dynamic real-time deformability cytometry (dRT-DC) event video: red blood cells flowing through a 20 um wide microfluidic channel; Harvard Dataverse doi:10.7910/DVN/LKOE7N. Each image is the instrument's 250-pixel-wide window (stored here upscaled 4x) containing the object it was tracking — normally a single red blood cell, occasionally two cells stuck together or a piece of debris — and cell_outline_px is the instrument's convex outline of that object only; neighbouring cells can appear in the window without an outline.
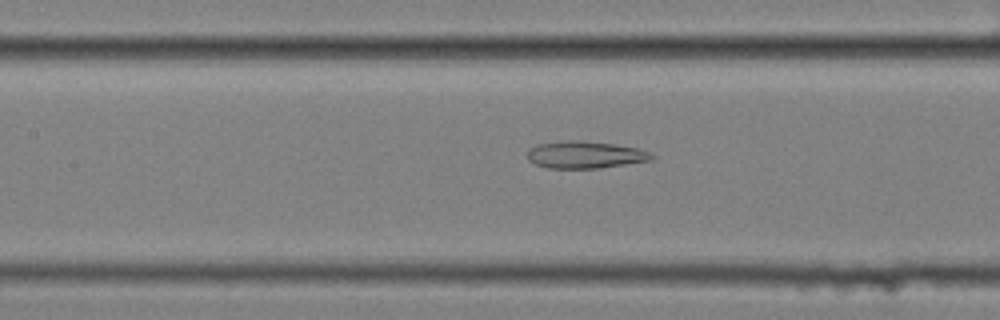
{"species": "common noctule bat (a hibernating species)", "species_latin": "Nyctalus noctula", "temperature_condition": "cold", "stored_images_in_passage": 58, "camera_frame_rate_fps": 3000, "um_per_image_px": 0.085, "animal": {"sex": "female", "body_mass_g": 25.1}, "frame": {"image": 1, "passage_image": 26, "time_ms": 8.333, "image_size_px": [1000, 320], "cell_outline_px": [[656, 156], [652, 160], [600, 168], [548, 168], [536, 164], [528, 160], [528, 148], [536, 144], [568, 140], [580, 140], [616, 144], [636, 148], [648, 152]], "centroid_in_image_um": [49.72, 13.15], "position_along_channel_um": 157.7, "area_um2": 19.71}}
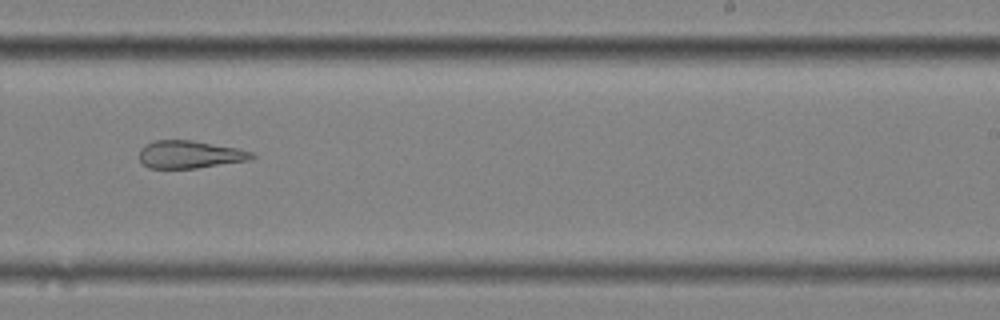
{"frame": {"image": 2, "passage_image": 36, "time_ms": 11.667, "image_size_px": [1000, 320], "cell_outline_px": [[256, 156], [252, 160], [196, 168], [148, 168], [140, 160], [140, 148], [144, 144], [156, 140], [192, 140], [236, 148], [252, 152]], "centroid_in_image_um": [16.14, 13.13], "position_along_channel_um": 272.9, "area_um2": 18.15}}
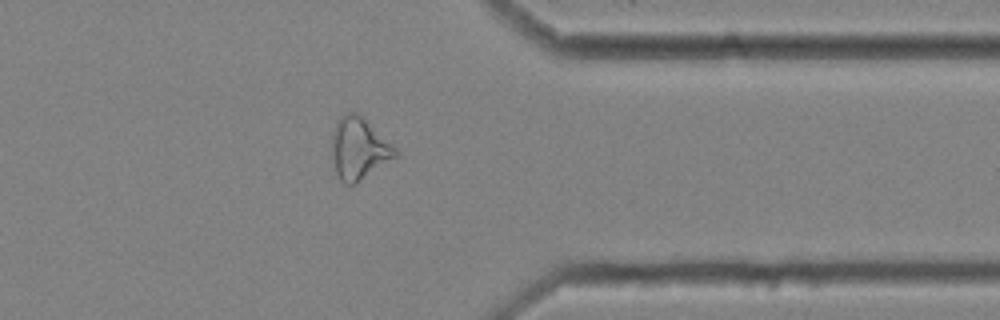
{"frame": {"image": 3, "passage_image": 46, "time_ms": 15.0, "image_size_px": [1000, 320], "cell_outline_px": [[400, 156], [352, 184], [344, 184], [340, 180], [336, 172], [332, 160], [332, 132], [336, 120], [344, 112], [356, 112], [364, 116], [400, 152]], "centroid_in_image_um": [30.52, 12.58], "position_along_channel_um": 380.9, "area_um2": 23.24}}